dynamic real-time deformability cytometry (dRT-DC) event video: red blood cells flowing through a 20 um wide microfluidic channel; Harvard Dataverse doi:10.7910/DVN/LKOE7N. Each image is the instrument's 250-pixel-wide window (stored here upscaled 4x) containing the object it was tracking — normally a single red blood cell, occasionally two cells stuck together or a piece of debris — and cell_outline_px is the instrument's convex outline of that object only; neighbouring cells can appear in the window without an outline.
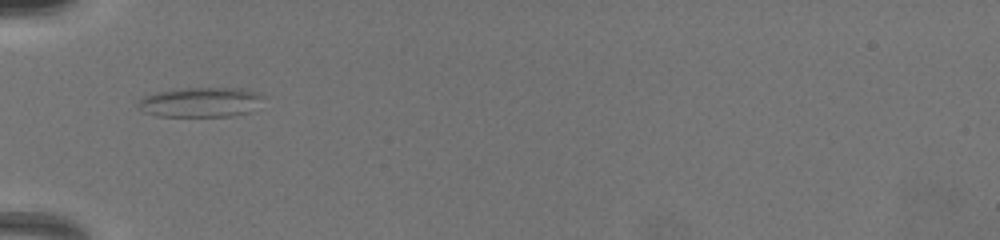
{"species": "common noctule bat (a hibernating species)", "species_latin": "Nyctalus noctula", "temperature_condition": "warm", "stored_images_in_passage": 3, "camera_frame_rate_fps": 3000, "um_per_image_px": 0.085, "animal": {"sex": "female", "body_mass_g": 19.5, "forearm_length_mm": 54.1}, "frame": {"image": 1, "passage_image": 2, "time_ms": 1.0, "image_size_px": [1000, 240], "cell_outline_px": [[260, 96], [248, 112], [228, 116], [156, 116], [144, 112], [136, 108], [136, 104], [144, 96], [156, 92], [184, 88], [240, 88], [252, 92]], "centroid_in_image_um": [16.86, 8.69], "position_along_channel_um": 68.1, "area_um2": 21.1}}
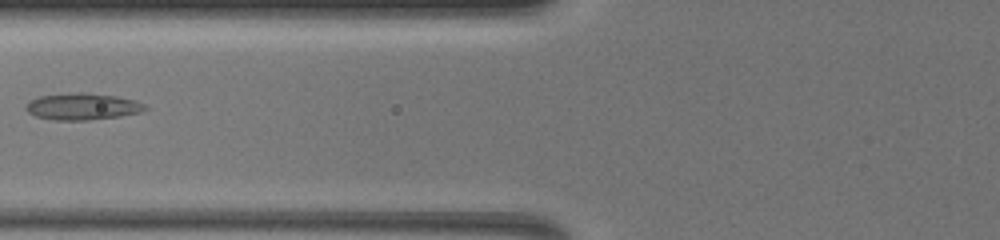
{"frame": {"image": 2, "passage_image": 3, "time_ms": 2.333, "image_size_px": [1000, 240], "cell_outline_px": [[148, 108], [140, 112], [120, 116], [88, 120], [56, 120], [36, 116], [28, 112], [24, 108], [32, 100], [40, 96], [68, 92], [84, 92], [116, 96], [132, 100], [144, 104]], "centroid_in_image_um": [7.0, 9.05], "position_along_channel_um": 118.8, "area_um2": 18.38}}